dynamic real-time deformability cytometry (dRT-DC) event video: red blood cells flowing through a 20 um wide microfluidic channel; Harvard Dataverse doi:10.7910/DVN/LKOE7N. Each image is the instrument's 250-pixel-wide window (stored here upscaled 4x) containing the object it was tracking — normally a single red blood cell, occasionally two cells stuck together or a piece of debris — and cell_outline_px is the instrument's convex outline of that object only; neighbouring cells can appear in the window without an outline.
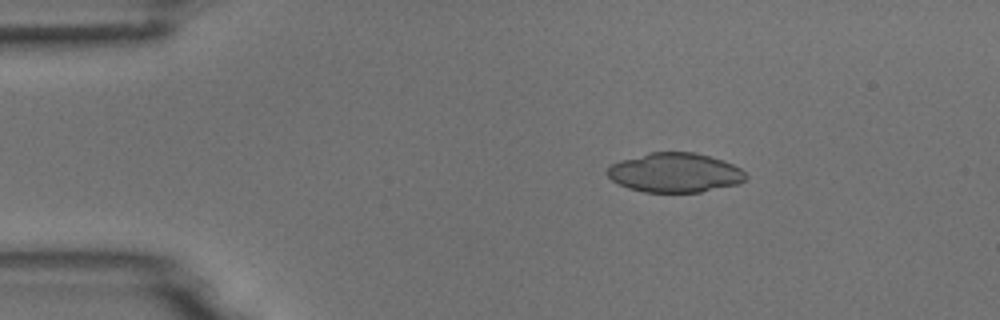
{"species": "common noctule bat (a hibernating species)", "species_latin": "Nyctalus noctula", "temperature_condition": "room temperature", "stored_images_in_passage": 6, "camera_frame_rate_fps": 3000, "um_per_image_px": 0.085, "animal": {"sex": "male", "body_mass_g": 18.8}, "frame": {"image": 1, "passage_image": 3, "time_ms": 2.333, "image_size_px": [1000, 320], "cell_outline_px": [[748, 176], [744, 180], [736, 184], [700, 192], [644, 192], [628, 188], [612, 180], [604, 172], [612, 164], [620, 160], [652, 152], [696, 152], [732, 164], [740, 168]], "centroid_in_image_um": [57.34, 14.68], "position_along_channel_um": 27.7, "area_um2": 31.56}}